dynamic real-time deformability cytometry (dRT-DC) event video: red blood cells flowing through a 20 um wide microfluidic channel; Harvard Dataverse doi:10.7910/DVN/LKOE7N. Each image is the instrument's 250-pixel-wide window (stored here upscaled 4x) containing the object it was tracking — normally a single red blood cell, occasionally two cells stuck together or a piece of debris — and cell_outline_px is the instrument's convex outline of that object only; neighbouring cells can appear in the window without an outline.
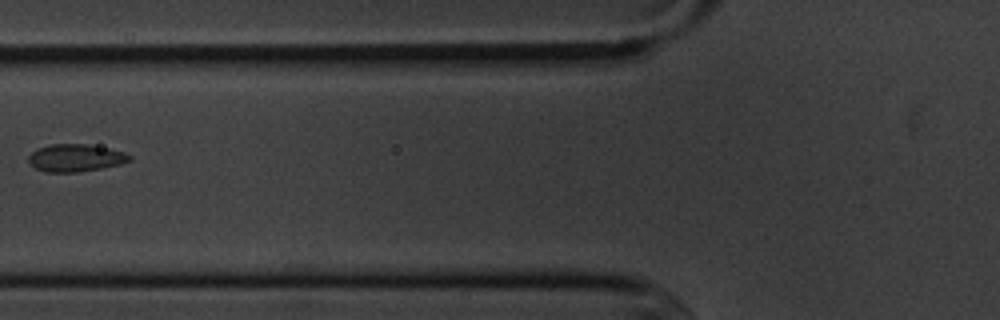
{"species": "common noctule bat (a hibernating species)", "species_latin": "Nyctalus noctula", "temperature_condition": "cold", "stored_images_in_passage": 6, "camera_frame_rate_fps": 3000, "um_per_image_px": 0.085, "animal": {"sex": "male", "body_mass_g": 20.1, "forearm_length_mm": 53.5}, "frame": {"image": 1, "passage_image": 5, "time_ms": 5.333, "image_size_px": [1000, 320], "cell_outline_px": [[132, 160], [120, 164], [100, 168], [76, 172], [44, 172], [36, 168], [28, 160], [28, 156], [36, 148], [48, 144], [88, 144], [108, 148], [124, 152], [132, 156]], "centroid_in_image_um": [6.41, 13.41], "position_along_channel_um": 119.4, "area_um2": 16.18}}
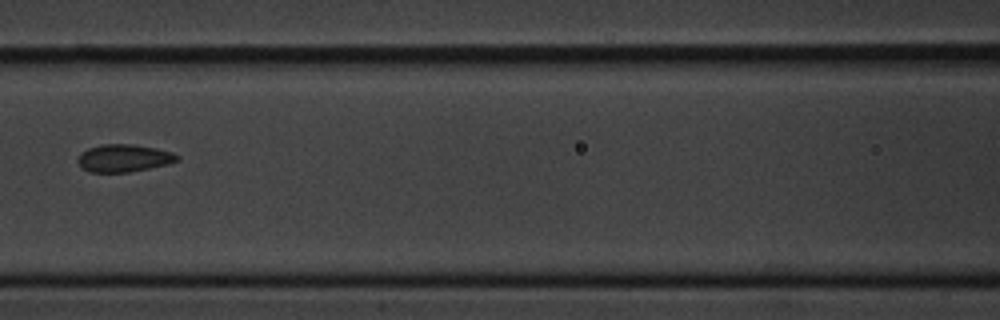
{"frame": {"image": 2, "passage_image": 6, "time_ms": 6.333, "image_size_px": [1000, 320], "cell_outline_px": [[180, 160], [168, 164], [128, 172], [88, 172], [76, 160], [80, 152], [88, 148], [100, 144], [132, 144], [156, 148], [172, 152], [180, 156]], "centroid_in_image_um": [10.52, 13.43], "position_along_channel_um": 156.1, "area_um2": 16.01}}